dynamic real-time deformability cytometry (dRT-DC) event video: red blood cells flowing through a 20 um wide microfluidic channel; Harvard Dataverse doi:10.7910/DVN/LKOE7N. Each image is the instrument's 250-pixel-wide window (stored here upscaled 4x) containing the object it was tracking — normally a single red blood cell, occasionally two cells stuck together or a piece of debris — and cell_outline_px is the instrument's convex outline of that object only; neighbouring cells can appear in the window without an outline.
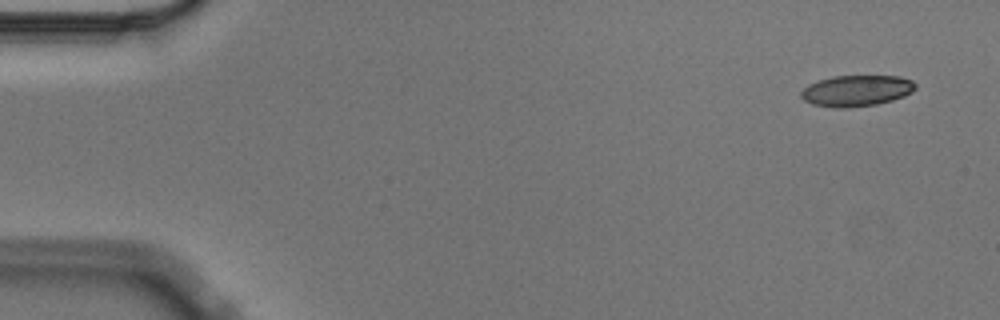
{"species": "Egyptian fruit bat (a non-hibernating species)", "species_latin": "Rousettus aegyptiacus", "temperature_condition": "cold", "stored_images_in_passage": 6, "camera_frame_rate_fps": 3000, "um_per_image_px": 0.085, "animal": {"sex": "male"}, "frame": {"image": 1, "passage_image": 1, "time_ms": 0.0, "image_size_px": [1000, 320], "cell_outline_px": [[916, 88], [912, 92], [904, 96], [892, 100], [876, 104], [848, 108], [832, 108], [812, 104], [804, 100], [800, 96], [800, 92], [808, 84], [816, 80], [832, 76], [900, 76], [912, 80], [916, 84]], "centroid_in_image_um": [72.78, 7.71], "position_along_channel_um": 12.2, "area_um2": 20.98}}
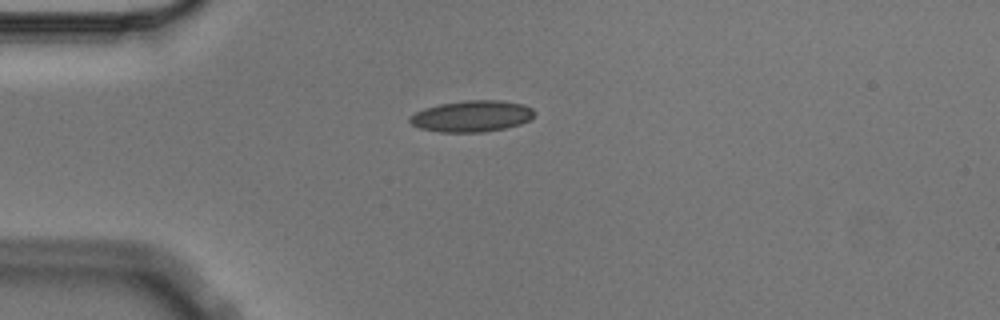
{"frame": {"image": 2, "passage_image": 4, "time_ms": 1.0, "image_size_px": [1000, 320], "cell_outline_px": [[536, 112], [528, 120], [520, 124], [504, 128], [484, 132], [440, 132], [420, 128], [412, 124], [408, 120], [408, 116], [424, 108], [440, 104], [464, 100], [500, 100], [524, 104], [532, 108]], "centroid_in_image_um": [40.09, 9.87], "position_along_channel_um": 44.9, "area_um2": 22.77}}
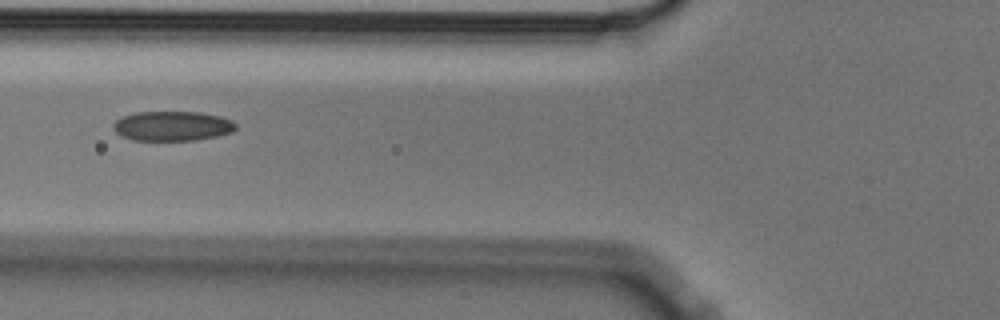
{"frame": {"image": 3, "passage_image": 6, "time_ms": 1.667, "image_size_px": [1000, 320], "cell_outline_px": [[236, 128], [232, 132], [216, 136], [196, 140], [132, 140], [120, 136], [112, 128], [112, 124], [120, 116], [136, 112], [200, 112], [220, 116], [232, 120], [236, 124]], "centroid_in_image_um": [14.61, 10.71], "position_along_channel_um": 111.2, "area_um2": 21.39}}